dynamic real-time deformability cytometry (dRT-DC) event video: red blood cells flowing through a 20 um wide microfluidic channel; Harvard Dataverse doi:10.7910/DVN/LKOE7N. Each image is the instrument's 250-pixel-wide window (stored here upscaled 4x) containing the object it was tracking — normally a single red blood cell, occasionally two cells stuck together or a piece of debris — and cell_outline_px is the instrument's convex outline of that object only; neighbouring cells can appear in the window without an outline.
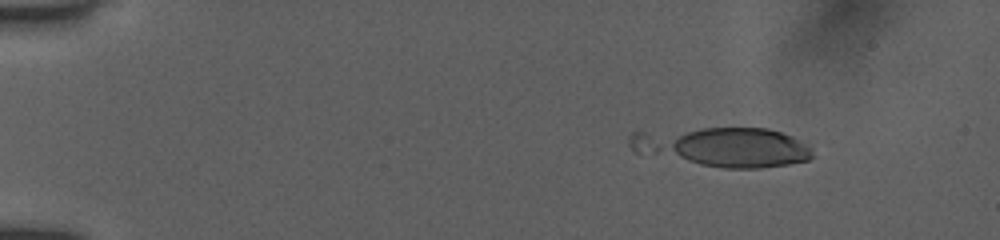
{"species": "human", "species_latin": "Homo sapiens", "temperature_condition": "room temperature", "stored_images_in_passage": 5, "camera_frame_rate_fps": 3000, "um_per_image_px": 0.085, "donor": {"sex": "female"}, "frame": {"image": 1, "passage_image": 2, "time_ms": 1.0, "image_size_px": [1000, 240], "cell_outline_px": [[812, 156], [808, 160], [788, 164], [760, 168], [724, 168], [700, 164], [636, 152], [628, 144], [628, 136], [632, 132], [700, 128], [768, 128], [792, 136], [800, 140], [812, 148]], "centroid_in_image_um": [61.46, 12.47], "position_along_channel_um": 23.5, "area_um2": 41.67}}